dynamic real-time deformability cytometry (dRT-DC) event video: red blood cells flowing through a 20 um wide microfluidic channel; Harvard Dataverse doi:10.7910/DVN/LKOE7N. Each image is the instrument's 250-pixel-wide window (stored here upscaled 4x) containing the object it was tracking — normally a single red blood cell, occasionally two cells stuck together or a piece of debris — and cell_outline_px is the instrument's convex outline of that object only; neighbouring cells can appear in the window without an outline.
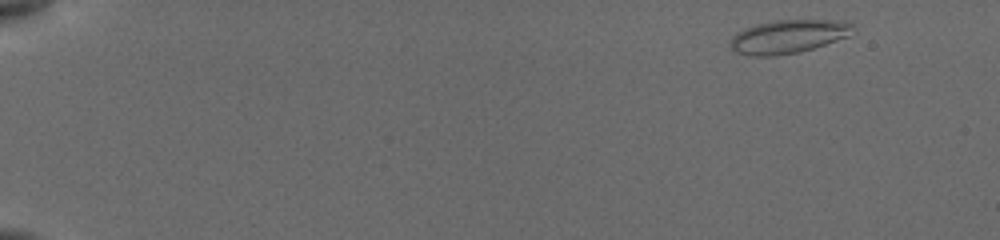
{"species": "common noctule bat (a hibernating species)", "species_latin": "Nyctalus noctula", "temperature_condition": "cold", "stored_images_in_passage": 11, "camera_frame_rate_fps": 3000, "um_per_image_px": 0.085, "animal": {"sex": "female", "body_mass_g": 19.5, "forearm_length_mm": 54.1}, "frame": {"image": 1, "passage_image": 1, "time_ms": 0.0, "image_size_px": [1000, 240], "cell_outline_px": [[852, 24], [848, 36], [800, 52], [776, 56], [752, 56], [736, 52], [728, 44], [728, 40], [736, 32], [744, 28], [756, 24], [776, 20], [844, 20]], "centroid_in_image_um": [66.91, 3.11], "position_along_channel_um": 18.1, "area_um2": 23.87}}